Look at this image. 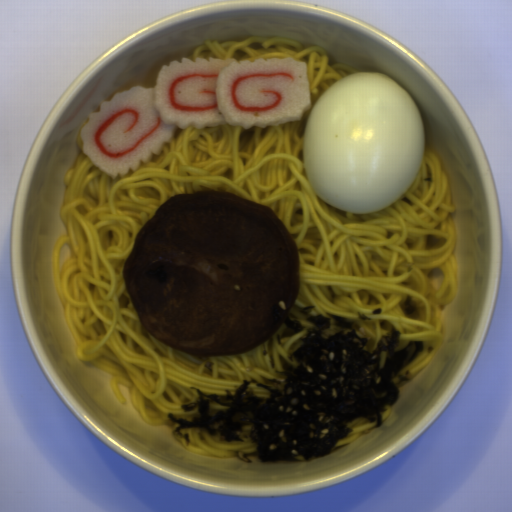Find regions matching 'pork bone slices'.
<instances>
[{
	"instance_id": "obj_1",
	"label": "pork bone slices",
	"mask_w": 512,
	"mask_h": 512,
	"mask_svg": "<svg viewBox=\"0 0 512 512\" xmlns=\"http://www.w3.org/2000/svg\"><path fill=\"white\" fill-rule=\"evenodd\" d=\"M122 274L147 332L196 356L260 346L288 320L301 288L286 224L228 191L164 201L137 232Z\"/></svg>"
}]
</instances>
